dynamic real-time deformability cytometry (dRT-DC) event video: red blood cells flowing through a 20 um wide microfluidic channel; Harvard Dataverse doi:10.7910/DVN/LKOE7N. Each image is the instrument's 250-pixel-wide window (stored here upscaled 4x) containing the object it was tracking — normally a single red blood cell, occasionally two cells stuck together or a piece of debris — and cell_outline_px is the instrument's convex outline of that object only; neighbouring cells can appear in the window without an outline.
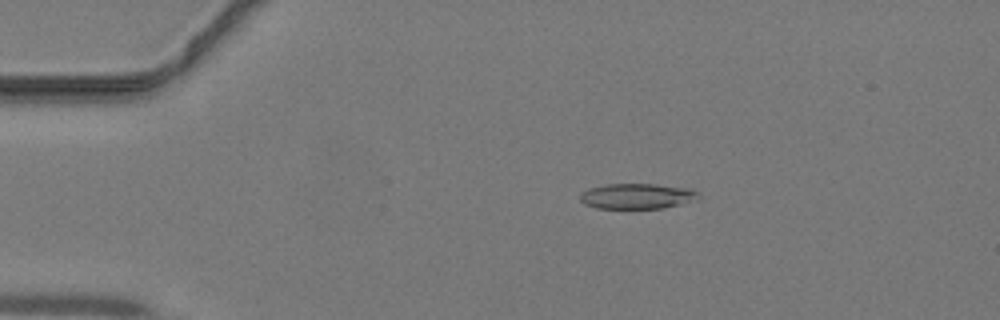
{"species": "common noctule bat (a hibernating species)", "species_latin": "Nyctalus noctula", "temperature_condition": "warm", "stored_images_in_passage": 43, "camera_frame_rate_fps": 3000, "um_per_image_px": 0.085, "animal": {"sex": "male", "body_mass_g": 19.2, "forearm_length_mm": 51.8}, "frame": {"image": 1, "passage_image": 8, "time_ms": 2.333, "image_size_px": [1000, 320], "cell_outline_px": [[700, 196], [696, 200], [664, 208], [596, 208], [584, 204], [580, 200], [580, 192], [588, 188], [608, 184], [656, 184], [692, 188], [700, 192]], "centroid_in_image_um": [54.17, 16.66], "position_along_channel_um": 30.8, "area_um2": 17.74}}
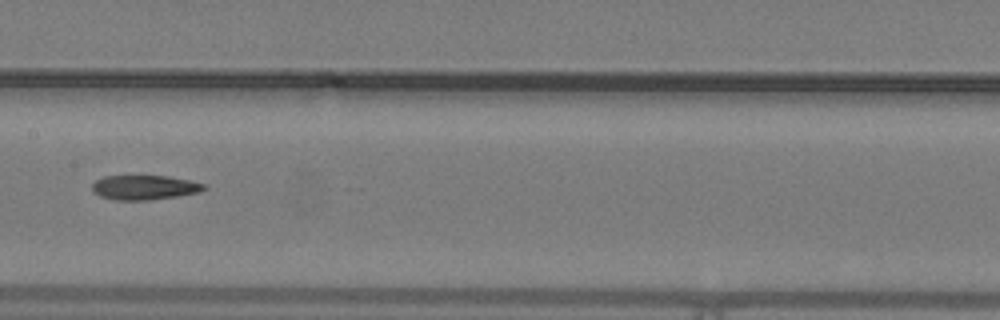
{"frame": {"image": 2, "passage_image": 22, "time_ms": 7.0, "image_size_px": [1000, 320], "cell_outline_px": [[208, 188], [200, 192], [176, 196], [148, 200], [116, 200], [100, 196], [92, 188], [92, 184], [96, 180], [104, 176], [168, 176], [188, 180], [204, 184]], "centroid_in_image_um": [12.29, 15.93], "position_along_channel_um": 195.1, "area_um2": 15.84}}
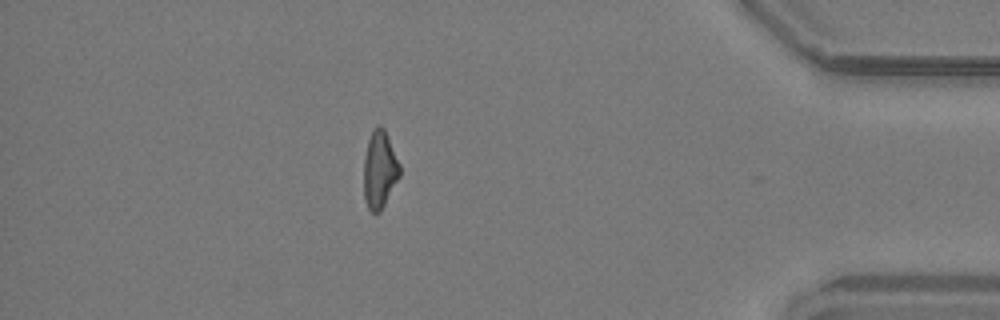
{"frame": {"image": 3, "passage_image": 38, "time_ms": 12.333, "image_size_px": [1000, 320], "cell_outline_px": [[400, 176], [380, 212], [372, 212], [368, 208], [364, 200], [364, 156], [368, 140], [372, 132], [380, 124], [384, 128], [400, 164]], "centroid_in_image_um": [32.27, 14.44], "position_along_channel_um": 402.9, "area_um2": 16.13}}